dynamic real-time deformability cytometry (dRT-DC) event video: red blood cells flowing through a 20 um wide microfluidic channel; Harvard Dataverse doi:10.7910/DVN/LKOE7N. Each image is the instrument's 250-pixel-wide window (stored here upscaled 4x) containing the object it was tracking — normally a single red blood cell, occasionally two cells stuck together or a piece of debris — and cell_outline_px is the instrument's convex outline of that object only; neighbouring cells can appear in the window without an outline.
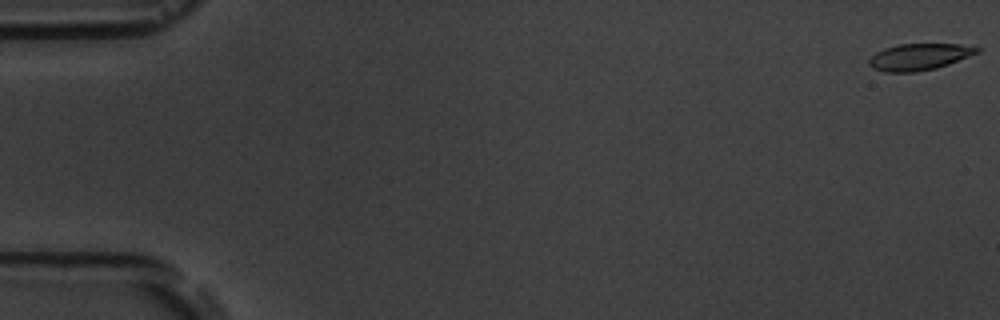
{"species": "common noctule bat (a hibernating species)", "species_latin": "Nyctalus noctula", "temperature_condition": "room temperature", "stored_images_in_passage": 5, "camera_frame_rate_fps": 3000, "um_per_image_px": 0.085, "animal": {"sex": "male", "body_mass_g": 19.5, "forearm_length_mm": 54.6}, "frame": {"image": 1, "passage_image": 1, "time_ms": 0.0, "image_size_px": [1000, 320], "cell_outline_px": [[980, 52], [948, 64], [936, 68], [916, 72], [884, 72], [872, 68], [868, 64], [868, 60], [876, 52], [884, 48], [900, 44], [960, 44], [980, 48]], "centroid_in_image_um": [78.11, 4.83], "position_along_channel_um": 6.9, "area_um2": 16.7}}